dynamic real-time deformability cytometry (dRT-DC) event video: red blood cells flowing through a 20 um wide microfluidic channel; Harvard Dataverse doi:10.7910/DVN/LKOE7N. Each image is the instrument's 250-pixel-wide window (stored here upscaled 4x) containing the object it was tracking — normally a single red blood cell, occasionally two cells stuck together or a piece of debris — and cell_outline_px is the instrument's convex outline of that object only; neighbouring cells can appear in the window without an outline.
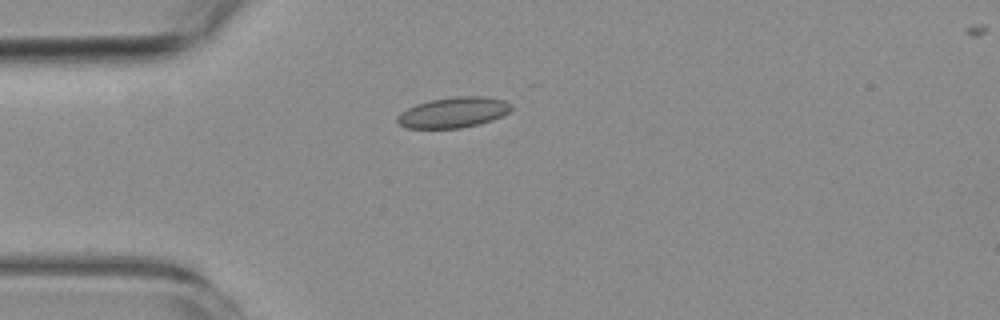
{"species": "common noctule bat (a hibernating species)", "species_latin": "Nyctalus noctula", "temperature_condition": "room temperature", "stored_images_in_passage": 2, "camera_frame_rate_fps": 3000, "um_per_image_px": 0.085, "animal": {"sex": "female", "body_mass_g": 19.3, "forearm_length_mm": 54.1}, "frame": {"image": 1, "passage_image": 1, "time_ms": 0.0, "image_size_px": [1000, 320], "cell_outline_px": [[512, 108], [508, 112], [492, 120], [480, 124], [460, 128], [408, 128], [400, 124], [396, 120], [396, 116], [400, 112], [416, 104], [432, 100], [456, 96], [484, 96], [504, 100], [512, 104]], "centroid_in_image_um": [38.54, 9.55], "position_along_channel_um": 46.5, "area_um2": 20.23}}